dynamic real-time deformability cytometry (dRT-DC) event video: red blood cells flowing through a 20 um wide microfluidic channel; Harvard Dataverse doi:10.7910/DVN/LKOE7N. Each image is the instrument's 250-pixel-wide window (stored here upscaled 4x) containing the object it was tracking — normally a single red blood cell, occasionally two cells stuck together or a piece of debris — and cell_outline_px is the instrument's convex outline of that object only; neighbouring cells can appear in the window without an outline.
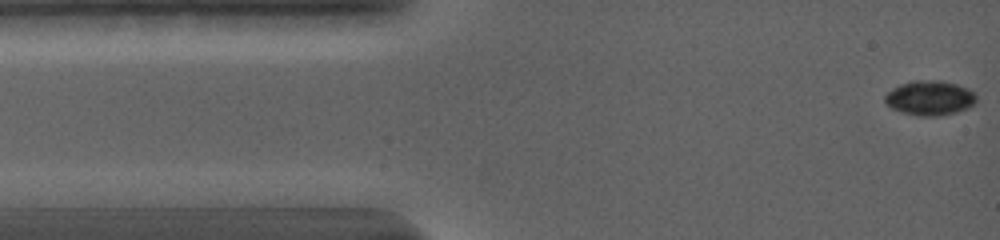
{"species": "common noctule bat (a hibernating species)", "species_latin": "Nyctalus noctula", "temperature_condition": "warm", "stored_images_in_passage": 47, "camera_frame_rate_fps": 5000, "um_per_image_px": 0.085, "animal": {"sex": "female", "body_mass_g": 19.0, "forearm_length_mm": 56.7}, "frame": {"image": 1, "passage_image": 1, "time_ms": 0.0, "image_size_px": [1000, 240], "cell_outline_px": [[976, 104], [968, 108], [956, 112], [940, 116], [916, 116], [900, 112], [884, 104], [884, 96], [892, 88], [900, 84], [912, 80], [940, 80], [956, 84], [968, 88], [976, 96]], "centroid_in_image_um": [79.01, 8.33], "position_along_channel_um": 6.0, "area_um2": 18.79}}
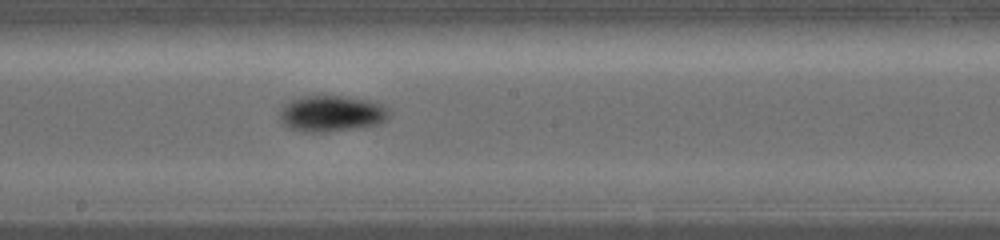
{"frame": {"image": 2, "passage_image": 22, "time_ms": 7.8, "image_size_px": [1000, 240], "cell_outline_px": [[388, 116], [384, 120], [376, 124], [324, 132], [308, 132], [292, 128], [284, 124], [280, 120], [280, 112], [292, 100], [304, 96], [348, 96], [368, 100], [380, 104], [388, 112]], "centroid_in_image_um": [28.16, 9.64], "position_along_channel_um": 220.0, "area_um2": 22.2}}
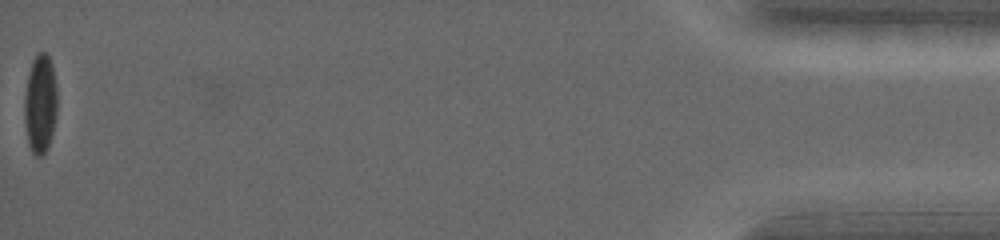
{"frame": {"image": 3, "passage_image": 47, "time_ms": 17.4, "image_size_px": [1000, 240], "cell_outline_px": [[56, 116], [52, 132], [48, 144], [44, 152], [40, 156], [36, 156], [32, 152], [28, 144], [24, 120], [24, 96], [28, 72], [32, 60], [36, 52], [44, 52], [48, 56], [52, 64], [56, 84]], "centroid_in_image_um": [3.4, 8.78], "position_along_channel_um": 431.8, "area_um2": 18.96}, "authors_computed_cell_mechanics": {"area_um2": 20.1722, "velocity_mm_per_s": 3.7103, "shape_relaxation_time_tau1_ms": 2.1591, "shape_relaxation_time_tau2_ms": null, "deformation_change_tau1": 0.0784, "deformation_change_tau2": null}}